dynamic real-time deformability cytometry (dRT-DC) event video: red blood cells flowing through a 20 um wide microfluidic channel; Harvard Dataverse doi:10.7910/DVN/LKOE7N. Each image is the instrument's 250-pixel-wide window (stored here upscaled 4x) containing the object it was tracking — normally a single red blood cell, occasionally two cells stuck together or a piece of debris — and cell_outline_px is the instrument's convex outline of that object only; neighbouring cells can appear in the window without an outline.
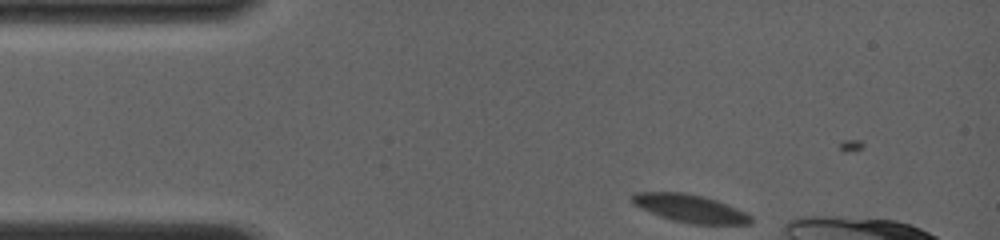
{"species": "common noctule bat (a hibernating species)", "species_latin": "Nyctalus noctula", "temperature_condition": "room temperature", "stored_images_in_passage": 32, "camera_frame_rate_fps": 4000, "um_per_image_px": 0.085, "animal": {"sex": "female", "body_mass_g": 19.0, "forearm_length_mm": 56.7}, "frame": {"image": 1, "passage_image": 1, "time_ms": 0.0, "image_size_px": [1000, 240], "cell_outline_px": [[752, 224], [692, 224], [672, 220], [660, 216], [640, 208], [632, 204], [628, 200], [632, 192], [684, 192], [704, 196], [716, 200], [736, 208], [752, 216]], "centroid_in_image_um": [58.59, 17.7], "position_along_channel_um": 26.4, "area_um2": 19.48}}
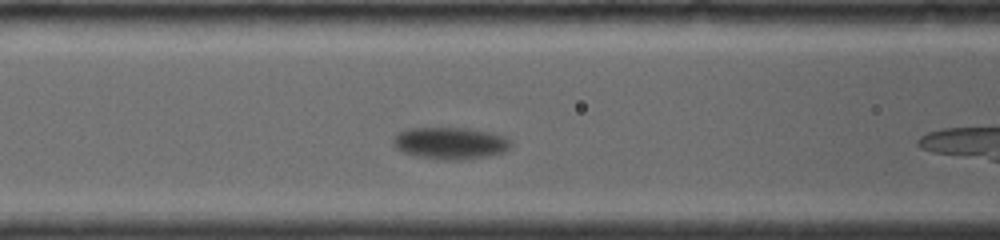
{"frame": {"image": 2, "passage_image": 12, "time_ms": 4.5, "image_size_px": [1000, 240], "cell_outline_px": [[512, 144], [504, 152], [488, 156], [464, 160], [440, 160], [420, 156], [404, 152], [396, 148], [392, 144], [392, 136], [396, 132], [408, 128], [468, 128], [492, 132], [504, 136], [512, 140]], "centroid_in_image_um": [38.27, 12.16], "position_along_channel_um": 128.3, "area_um2": 22.25}}
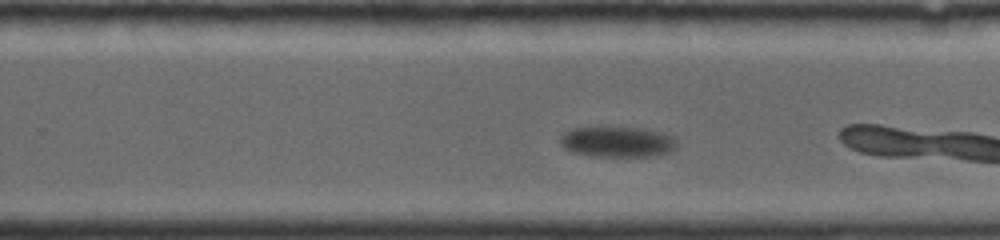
{"frame": {"image": 3, "passage_image": 24, "time_ms": 8.75, "image_size_px": [1000, 240], "cell_outline_px": [[676, 148], [668, 152], [652, 156], [592, 156], [572, 152], [564, 148], [560, 144], [560, 136], [564, 132], [572, 128], [644, 128], [660, 132], [672, 136], [676, 140]], "centroid_in_image_um": [52.45, 12.06], "position_along_channel_um": 277.3, "area_um2": 20.63}}